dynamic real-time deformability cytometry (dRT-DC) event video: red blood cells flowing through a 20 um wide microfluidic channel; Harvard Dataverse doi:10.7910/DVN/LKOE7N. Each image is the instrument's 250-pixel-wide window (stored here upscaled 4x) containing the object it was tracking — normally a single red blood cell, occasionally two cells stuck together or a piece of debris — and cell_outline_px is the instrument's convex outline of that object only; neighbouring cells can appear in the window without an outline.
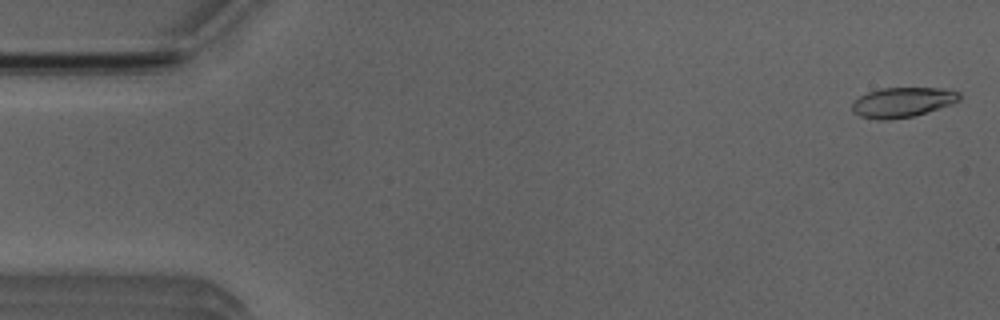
{"species": "Egyptian fruit bat (a non-hibernating species)", "species_latin": "Rousettus aegyptiacus", "temperature_condition": "room temperature", "stored_images_in_passage": 4, "camera_frame_rate_fps": 3000, "um_per_image_px": 0.085, "animal": {"sex": "male"}, "frame": {"image": 1, "passage_image": 1, "time_ms": 0.0, "image_size_px": [1000, 320], "cell_outline_px": [[960, 100], [952, 104], [916, 116], [888, 120], [876, 120], [860, 116], [852, 112], [852, 104], [860, 96], [868, 92], [880, 88], [940, 88], [960, 92]], "centroid_in_image_um": [76.71, 8.7], "position_along_channel_um": 8.3, "area_um2": 18.84}}